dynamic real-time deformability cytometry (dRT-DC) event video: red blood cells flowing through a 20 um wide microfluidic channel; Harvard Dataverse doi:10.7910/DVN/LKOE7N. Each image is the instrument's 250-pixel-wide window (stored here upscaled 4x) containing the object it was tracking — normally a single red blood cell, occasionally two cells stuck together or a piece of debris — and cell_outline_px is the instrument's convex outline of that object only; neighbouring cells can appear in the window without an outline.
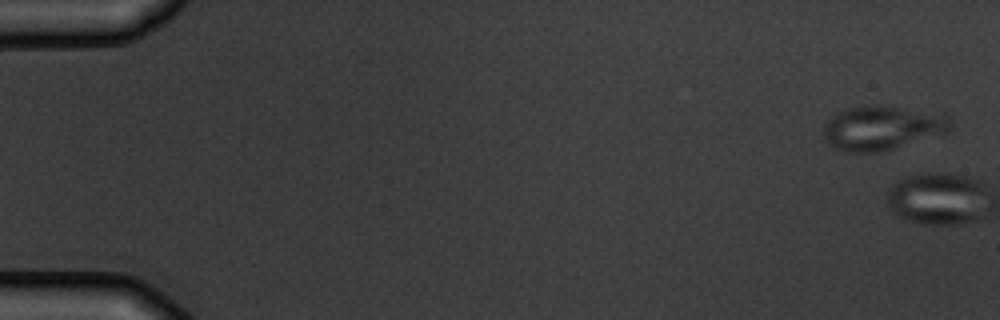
{"species": "common noctule bat (a hibernating species)", "species_latin": "Nyctalus noctula", "temperature_condition": "warm", "stored_images_in_passage": 5, "camera_frame_rate_fps": 3000, "um_per_image_px": 0.085, "animal": {"sex": "male", "body_mass_g": 19.5, "forearm_length_mm": 54.6}, "frame": {"image": 1, "passage_image": 1, "time_ms": 0.0, "image_size_px": [1000, 320], "cell_outline_px": [[952, 128], [944, 136], [876, 152], [844, 152], [828, 144], [824, 136], [824, 124], [832, 116], [844, 108], [868, 104], [888, 104], [944, 112], [948, 116], [952, 124]], "centroid_in_image_um": [75.09, 10.83], "position_along_channel_um": 9.9, "area_um2": 34.16}}